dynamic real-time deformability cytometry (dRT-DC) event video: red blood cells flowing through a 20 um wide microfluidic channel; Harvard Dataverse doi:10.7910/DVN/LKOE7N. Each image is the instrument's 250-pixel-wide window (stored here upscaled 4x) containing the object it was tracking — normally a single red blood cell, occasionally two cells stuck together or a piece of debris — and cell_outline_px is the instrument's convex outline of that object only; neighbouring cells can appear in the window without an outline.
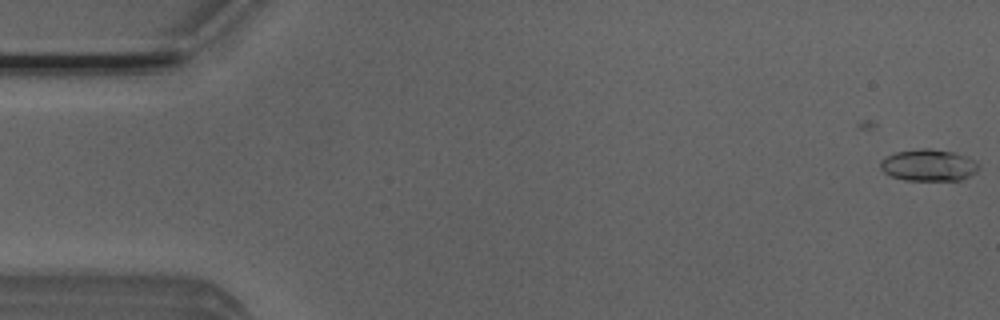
{"species": "Egyptian fruit bat (a non-hibernating species)", "species_latin": "Rousettus aegyptiacus", "temperature_condition": "room temperature", "stored_images_in_passage": 52, "camera_frame_rate_fps": 3000, "um_per_image_px": 0.085, "animal": {"sex": "male"}, "frame": {"image": 1, "passage_image": 1, "time_ms": 0.0, "image_size_px": [1000, 320], "cell_outline_px": [[980, 168], [976, 172], [964, 180], [904, 180], [892, 176], [884, 172], [880, 168], [880, 160], [896, 152], [924, 148], [928, 148], [952, 152], [964, 156], [980, 164]], "centroid_in_image_um": [78.94, 14.05], "position_along_channel_um": 6.1, "area_um2": 18.09}}
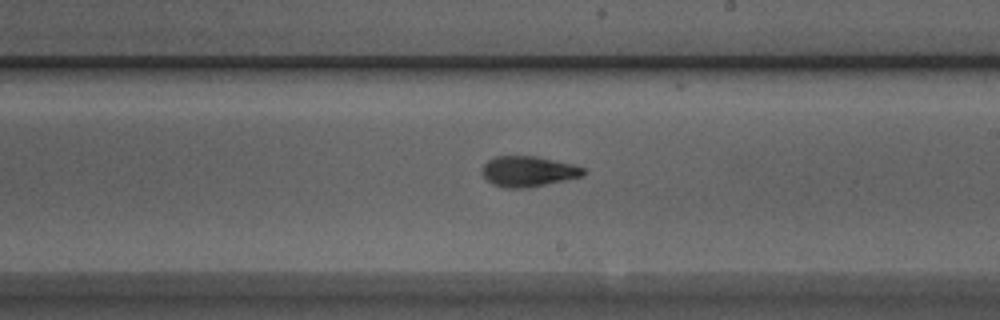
{"frame": {"image": 2, "passage_image": 30, "time_ms": 9.667, "image_size_px": [1000, 320], "cell_outline_px": [[588, 172], [584, 176], [524, 188], [504, 188], [492, 184], [480, 172], [484, 164], [488, 160], [496, 156], [536, 156], [572, 164], [584, 168]], "centroid_in_image_um": [44.89, 14.56], "position_along_channel_um": 244.1, "area_um2": 17.98}}
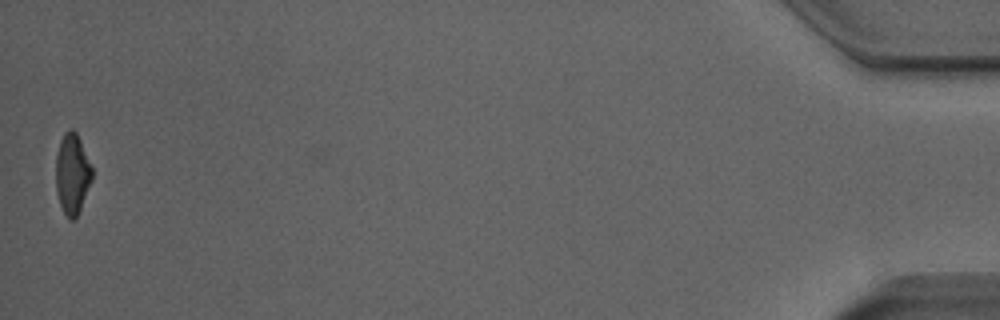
{"frame": {"image": 3, "passage_image": 52, "time_ms": 17.0, "image_size_px": [1000, 320], "cell_outline_px": [[92, 180], [80, 208], [76, 216], [72, 220], [68, 220], [60, 204], [56, 192], [56, 152], [60, 140], [64, 132], [68, 128], [72, 128], [76, 132], [80, 140], [92, 168]], "centroid_in_image_um": [6.12, 14.74], "position_along_channel_um": 429.1, "area_um2": 16.94}, "authors_computed_cell_mechanics": {"area_um2": 17.5712, "velocity_mm_per_s": 3.9156, "shape_relaxation_time_tau1_ms": 3.7027, "shape_relaxation_time_tau2_ms": 2.6583, "deformation_change_tau1": 0.158, "deformation_change_tau2": 0.1058}}